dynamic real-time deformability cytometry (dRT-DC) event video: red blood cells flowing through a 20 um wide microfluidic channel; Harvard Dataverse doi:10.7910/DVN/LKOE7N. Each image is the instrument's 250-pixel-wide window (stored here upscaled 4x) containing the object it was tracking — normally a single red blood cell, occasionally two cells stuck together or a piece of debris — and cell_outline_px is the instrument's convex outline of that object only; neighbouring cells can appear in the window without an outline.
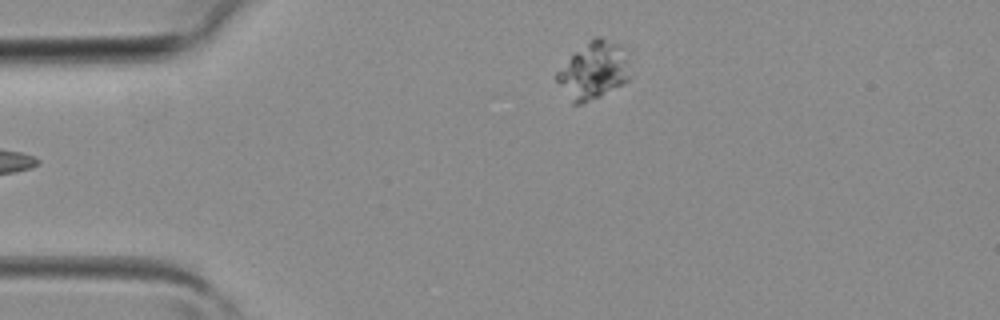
{"species": "common noctule bat (a hibernating species)", "species_latin": "Nyctalus noctula", "temperature_condition": "room temperature", "stored_images_in_passage": 3, "camera_frame_rate_fps": 3000, "um_per_image_px": 0.085, "animal": {"sex": "female", "body_mass_g": 19.3, "forearm_length_mm": 54.1}, "frame": {"image": 1, "passage_image": 3, "time_ms": 0.667, "image_size_px": [1000, 320], "cell_outline_px": [[628, 80], [624, 84], [600, 96], [580, 104], [572, 104], [556, 80], [556, 72], [588, 40], [596, 36], [600, 36], [624, 44], [628, 64]], "centroid_in_image_um": [50.48, 5.97], "position_along_channel_um": 34.5, "area_um2": 24.39}}